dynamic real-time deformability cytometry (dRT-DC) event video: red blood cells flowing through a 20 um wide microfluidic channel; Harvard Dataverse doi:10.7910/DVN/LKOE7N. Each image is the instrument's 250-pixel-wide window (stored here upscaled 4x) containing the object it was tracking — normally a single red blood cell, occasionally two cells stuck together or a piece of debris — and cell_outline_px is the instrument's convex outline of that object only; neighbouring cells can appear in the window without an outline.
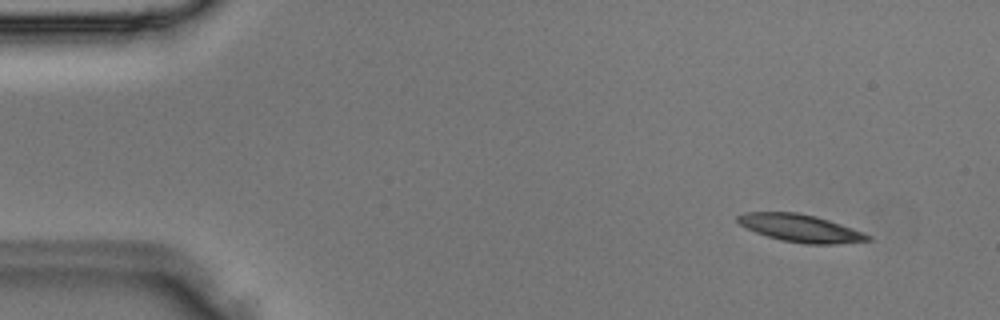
{"species": "Egyptian fruit bat (a non-hibernating species)", "species_latin": "Rousettus aegyptiacus", "temperature_condition": "room temperature", "stored_images_in_passage": 3, "camera_frame_rate_fps": 3000, "um_per_image_px": 0.085, "animal": {"sex": "male"}, "frame": {"image": 1, "passage_image": 1, "time_ms": 0.0, "image_size_px": [1000, 320], "cell_outline_px": [[872, 240], [836, 244], [804, 244], [780, 240], [756, 232], [740, 224], [736, 220], [736, 216], [744, 212], [796, 212], [816, 216], [864, 232], [872, 236]], "centroid_in_image_um": [68.05, 19.39], "position_along_channel_um": 17.0, "area_um2": 20.87}}
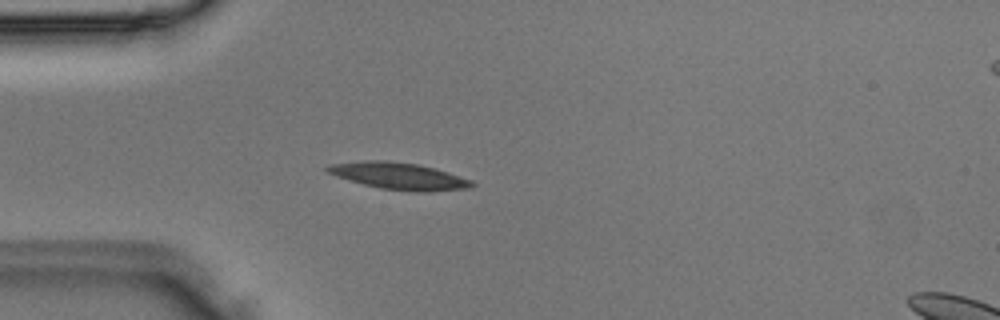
{"frame": {"image": 2, "passage_image": 3, "time_ms": 0.667, "image_size_px": [1000, 320], "cell_outline_px": [[476, 184], [468, 188], [424, 192], [380, 188], [364, 184], [328, 172], [324, 168], [332, 164], [364, 160], [388, 160], [420, 164], [448, 172], [472, 180]], "centroid_in_image_um": [33.96, 14.94], "position_along_channel_um": 51.0, "area_um2": 22.25}}